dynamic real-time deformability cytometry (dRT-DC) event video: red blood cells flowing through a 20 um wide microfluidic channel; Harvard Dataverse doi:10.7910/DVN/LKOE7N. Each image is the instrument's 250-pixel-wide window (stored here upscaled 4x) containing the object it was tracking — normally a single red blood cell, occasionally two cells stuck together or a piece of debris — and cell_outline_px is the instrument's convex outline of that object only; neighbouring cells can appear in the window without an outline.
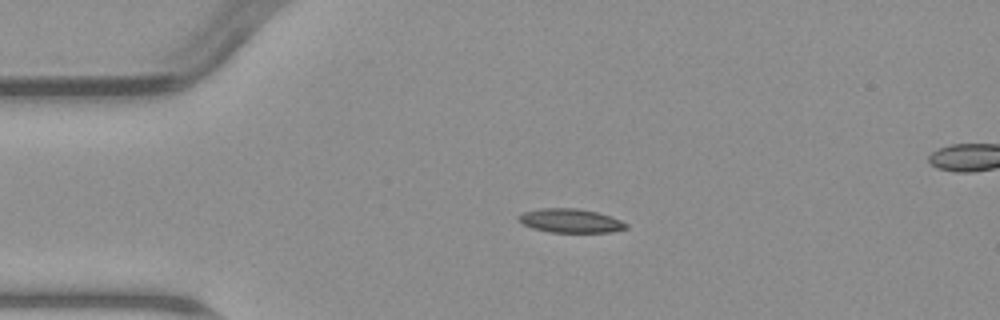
{"species": "common noctule bat (a hibernating species)", "species_latin": "Nyctalus noctula", "temperature_condition": "warm", "stored_images_in_passage": 3, "camera_frame_rate_fps": 3000, "um_per_image_px": 0.085, "animal": {"sex": "male", "body_mass_g": 23.1, "forearm_length_mm": 52.7}, "frame": {"image": 1, "passage_image": 1, "time_ms": 0.0, "image_size_px": [1000, 320], "cell_outline_px": [[628, 228], [612, 232], [548, 232], [532, 228], [524, 224], [516, 216], [524, 212], [540, 208], [580, 208], [596, 212], [620, 220], [628, 224]], "centroid_in_image_um": [48.49, 18.76], "position_along_channel_um": 36.5, "area_um2": 14.91}}